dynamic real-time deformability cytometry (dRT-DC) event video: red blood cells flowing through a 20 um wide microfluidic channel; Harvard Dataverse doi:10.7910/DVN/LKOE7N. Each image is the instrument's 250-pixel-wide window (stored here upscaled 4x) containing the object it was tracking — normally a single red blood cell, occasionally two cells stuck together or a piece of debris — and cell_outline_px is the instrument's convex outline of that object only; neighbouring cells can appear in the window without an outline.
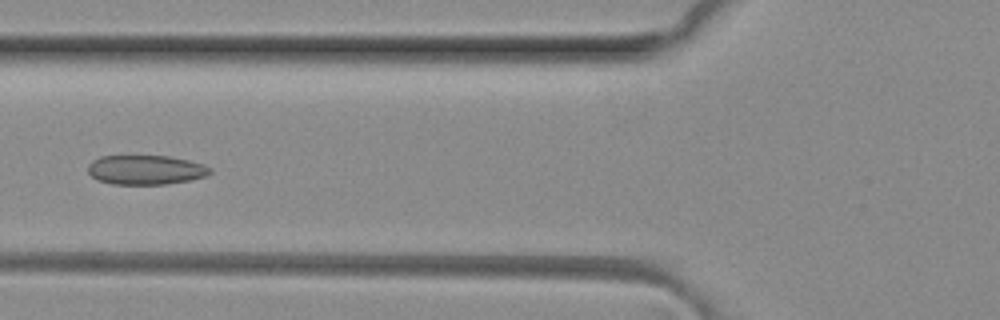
{"species": "common noctule bat (a hibernating species)", "species_latin": "Nyctalus noctula", "temperature_condition": "room temperature", "stored_images_in_passage": 5, "camera_frame_rate_fps": 3000, "um_per_image_px": 0.085, "animal": {"sex": "female", "body_mass_g": 29.2, "forearm_length_mm": 56.3}, "frame": {"image": 1, "passage_image": 5, "time_ms": 1.333, "image_size_px": [1000, 320], "cell_outline_px": [[212, 172], [208, 176], [188, 180], [164, 184], [112, 184], [96, 180], [88, 172], [88, 164], [92, 160], [100, 156], [168, 156], [188, 160], [204, 164], [212, 168]], "centroid_in_image_um": [12.38, 14.43], "position_along_channel_um": 113.4, "area_um2": 21.04}}